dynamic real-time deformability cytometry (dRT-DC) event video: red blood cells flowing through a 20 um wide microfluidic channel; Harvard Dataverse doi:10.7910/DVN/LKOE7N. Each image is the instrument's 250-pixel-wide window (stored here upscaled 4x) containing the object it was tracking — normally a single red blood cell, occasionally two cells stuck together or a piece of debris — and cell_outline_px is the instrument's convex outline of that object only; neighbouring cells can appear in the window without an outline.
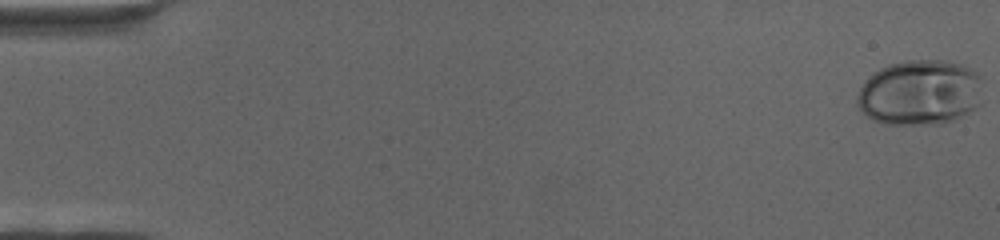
{"species": "human", "species_latin": "Homo sapiens", "temperature_condition": "cold", "stored_images_in_passage": 62, "camera_frame_rate_fps": 3000, "um_per_image_px": 0.085, "donor": {"sex": "female"}, "frame": {"image": 1, "passage_image": 1, "time_ms": 0.0, "image_size_px": [1000, 240], "cell_outline_px": [[984, 76], [980, 104], [968, 112], [944, 124], [888, 124], [872, 120], [856, 104], [856, 96], [864, 80], [872, 72], [888, 64], [904, 60], [948, 60], [964, 64], [972, 68]], "centroid_in_image_um": [78.23, 7.84], "position_along_channel_um": 6.8, "area_um2": 48.84}}
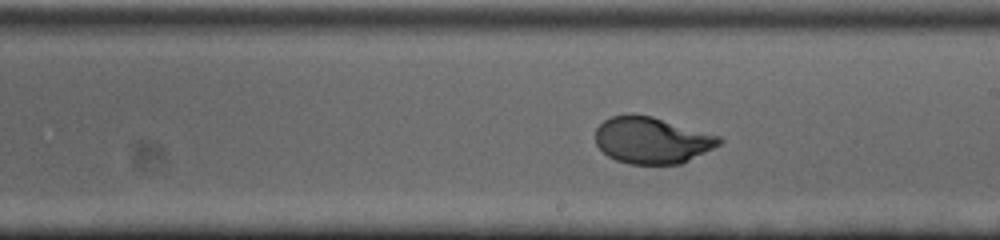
{"frame": {"image": 2, "passage_image": 34, "time_ms": 11.0, "image_size_px": [1000, 240], "cell_outline_px": [[724, 140], [720, 144], [680, 164], [628, 164], [616, 160], [608, 156], [596, 144], [596, 128], [604, 120], [612, 116], [632, 112], [652, 116], [720, 136]], "centroid_in_image_um": [55.38, 11.9], "position_along_channel_um": 233.6, "area_um2": 33.58}}
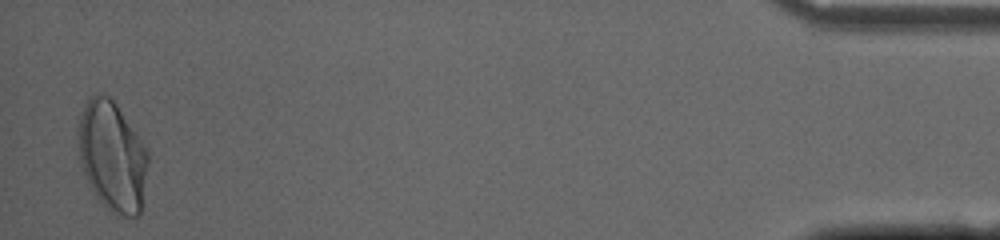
{"frame": {"image": 3, "passage_image": 61, "time_ms": 20.0, "image_size_px": [1000, 240], "cell_outline_px": [[148, 164], [144, 204], [140, 216], [116, 216], [96, 196], [80, 164], [76, 132], [80, 116], [84, 104], [92, 96], [108, 96], [116, 104], [148, 152]], "centroid_in_image_um": [9.55, 13.34], "position_along_channel_um": 425.6, "area_um2": 44.68}}